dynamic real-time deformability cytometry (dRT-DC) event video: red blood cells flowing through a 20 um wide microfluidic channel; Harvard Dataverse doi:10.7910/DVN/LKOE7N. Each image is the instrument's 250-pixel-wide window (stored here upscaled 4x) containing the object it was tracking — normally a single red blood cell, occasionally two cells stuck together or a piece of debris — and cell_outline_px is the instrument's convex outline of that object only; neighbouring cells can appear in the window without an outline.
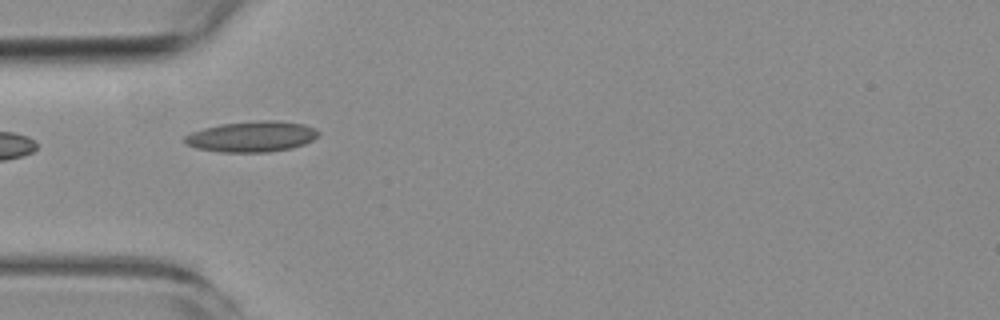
{"species": "common noctule bat (a hibernating species)", "species_latin": "Nyctalus noctula", "temperature_condition": "room temperature", "stored_images_in_passage": 5, "camera_frame_rate_fps": 3000, "um_per_image_px": 0.085, "animal": {"sex": "female", "body_mass_g": 19.3, "forearm_length_mm": 54.1}, "frame": {"image": 1, "passage_image": 1, "time_ms": 0.0, "image_size_px": [1000, 320], "cell_outline_px": [[320, 136], [304, 144], [292, 148], [268, 152], [220, 152], [196, 148], [188, 144], [184, 140], [184, 136], [192, 132], [204, 128], [220, 124], [260, 120], [276, 120], [304, 124], [316, 128], [320, 132]], "centroid_in_image_um": [21.45, 11.6], "position_along_channel_um": 63.6, "area_um2": 24.04}}
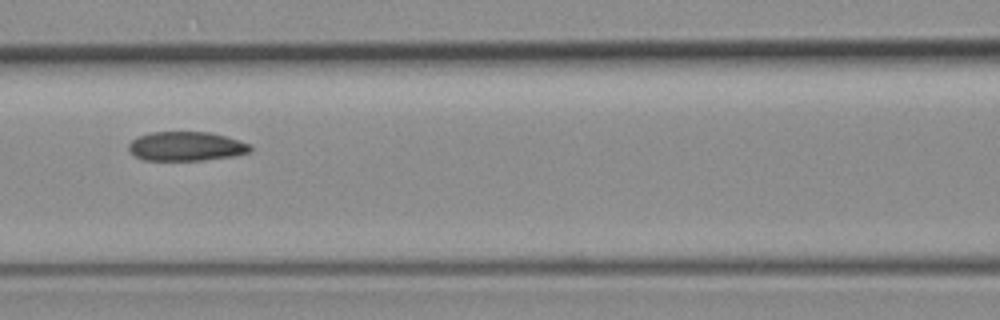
{"frame": {"image": 2, "passage_image": 3, "time_ms": 2.333, "image_size_px": [1000, 320], "cell_outline_px": [[252, 152], [232, 156], [204, 160], [144, 160], [136, 156], [128, 148], [128, 144], [132, 140], [140, 136], [152, 132], [212, 132], [240, 140], [248, 144], [252, 148]], "centroid_in_image_um": [15.86, 12.43], "position_along_channel_um": 150.7, "area_um2": 20.63}}
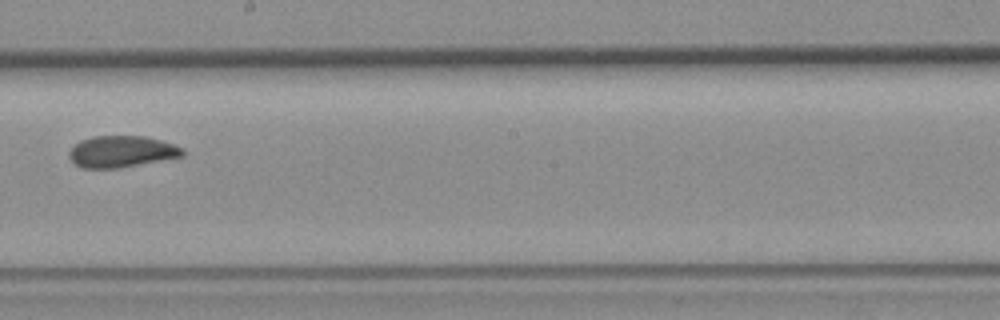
{"frame": {"image": 3, "passage_image": 5, "time_ms": 4.667, "image_size_px": [1000, 320], "cell_outline_px": [[184, 156], [120, 168], [80, 168], [68, 156], [68, 152], [80, 140], [92, 136], [144, 136], [160, 140], [184, 148]], "centroid_in_image_um": [10.33, 12.89], "position_along_channel_um": 237.9, "area_um2": 20.87}}